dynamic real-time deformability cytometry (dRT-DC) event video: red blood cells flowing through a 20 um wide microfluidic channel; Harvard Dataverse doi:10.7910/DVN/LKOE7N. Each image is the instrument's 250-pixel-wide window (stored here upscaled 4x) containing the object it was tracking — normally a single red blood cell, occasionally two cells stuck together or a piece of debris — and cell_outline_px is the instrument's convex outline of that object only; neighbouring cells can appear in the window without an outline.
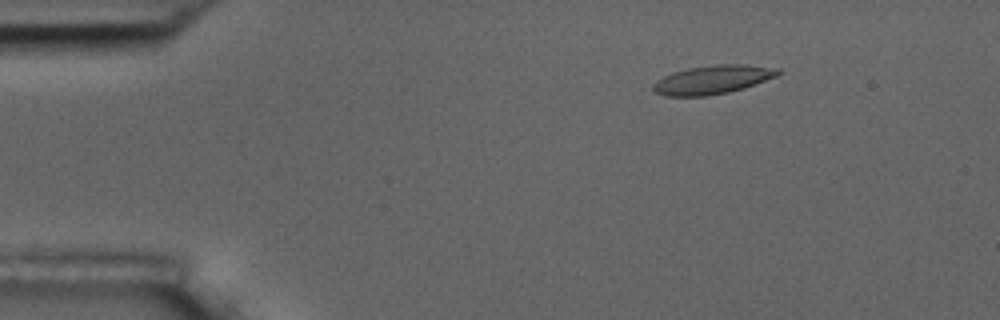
{"species": "common noctule bat (a hibernating species)", "species_latin": "Nyctalus noctula", "temperature_condition": "room temperature", "stored_images_in_passage": 5, "camera_frame_rate_fps": 3000, "um_per_image_px": 0.085, "animal": {"sex": "male", "body_mass_g": 17.5, "forearm_length_mm": 52.3}, "frame": {"image": 1, "passage_image": 3, "time_ms": 2.333, "image_size_px": [1000, 320], "cell_outline_px": [[780, 72], [776, 76], [744, 88], [728, 92], [708, 96], [664, 96], [656, 92], [652, 88], [652, 84], [656, 80], [672, 72], [688, 68], [716, 64], [744, 64], [780, 68]], "centroid_in_image_um": [60.55, 6.77], "position_along_channel_um": 24.4, "area_um2": 20.92}}